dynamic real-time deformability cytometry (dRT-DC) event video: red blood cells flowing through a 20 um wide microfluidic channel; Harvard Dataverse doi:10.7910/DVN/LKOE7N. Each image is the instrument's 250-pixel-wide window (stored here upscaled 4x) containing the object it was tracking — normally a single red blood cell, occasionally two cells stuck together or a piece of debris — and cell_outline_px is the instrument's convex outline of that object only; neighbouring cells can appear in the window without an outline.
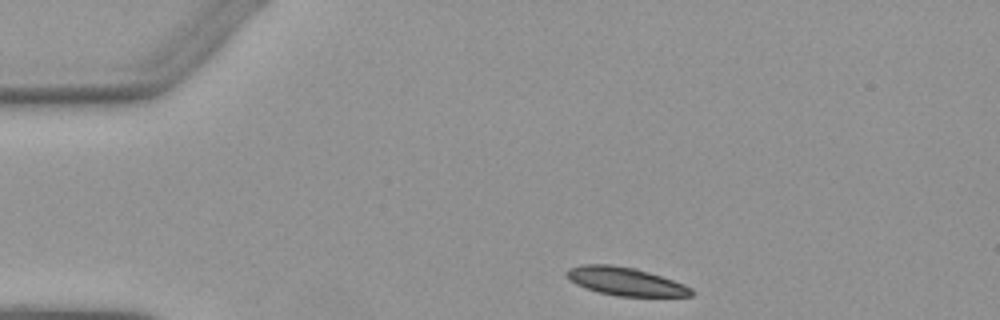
{"species": "Egyptian fruit bat (a non-hibernating species)", "species_latin": "Rousettus aegyptiacus", "temperature_condition": "warm", "stored_images_in_passage": 3, "camera_frame_rate_fps": 3000, "um_per_image_px": 0.085, "animal": {"sex": "female"}, "frame": {"image": 1, "passage_image": 1, "time_ms": 0.0, "image_size_px": [1000, 320], "cell_outline_px": [[692, 296], [616, 296], [600, 292], [576, 284], [568, 280], [564, 272], [568, 268], [580, 264], [612, 264], [636, 268], [684, 284], [692, 288]], "centroid_in_image_um": [53.1, 23.9], "position_along_channel_um": 31.9, "area_um2": 20.46}}
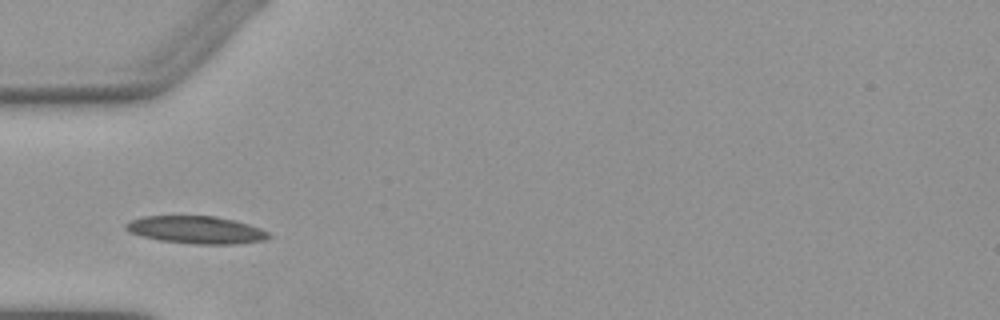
{"frame": {"image": 2, "passage_image": 3, "time_ms": 2.333, "image_size_px": [1000, 320], "cell_outline_px": [[272, 236], [264, 240], [232, 244], [192, 244], [160, 240], [140, 236], [128, 232], [124, 228], [124, 224], [132, 220], [144, 216], [216, 216], [236, 220], [260, 228], [268, 232]], "centroid_in_image_um": [16.66, 19.53], "position_along_channel_um": 68.3, "area_um2": 23.0}}